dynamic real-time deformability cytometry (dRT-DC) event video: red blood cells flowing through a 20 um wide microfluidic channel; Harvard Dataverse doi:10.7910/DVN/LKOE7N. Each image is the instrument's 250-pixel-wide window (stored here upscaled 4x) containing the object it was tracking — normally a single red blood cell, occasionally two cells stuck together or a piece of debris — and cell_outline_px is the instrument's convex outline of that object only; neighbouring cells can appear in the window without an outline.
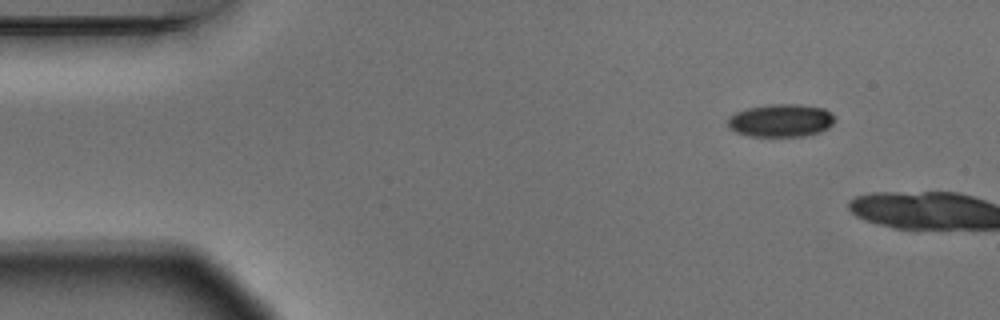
{"species": "Egyptian fruit bat (a non-hibernating species)", "species_latin": "Rousettus aegyptiacus", "temperature_condition": "warm", "stored_images_in_passage": 2, "camera_frame_rate_fps": 3000, "um_per_image_px": 0.085, "animal": {"sex": "male"}, "frame": {"image": 1, "passage_image": 1, "time_ms": 0.0, "image_size_px": [1000, 320], "cell_outline_px": [[836, 120], [828, 128], [820, 132], [804, 136], [748, 136], [736, 132], [728, 124], [728, 116], [736, 112], [748, 108], [768, 104], [800, 104], [824, 108], [832, 112], [836, 116]], "centroid_in_image_um": [66.42, 10.23], "position_along_channel_um": 18.6, "area_um2": 20.69}}